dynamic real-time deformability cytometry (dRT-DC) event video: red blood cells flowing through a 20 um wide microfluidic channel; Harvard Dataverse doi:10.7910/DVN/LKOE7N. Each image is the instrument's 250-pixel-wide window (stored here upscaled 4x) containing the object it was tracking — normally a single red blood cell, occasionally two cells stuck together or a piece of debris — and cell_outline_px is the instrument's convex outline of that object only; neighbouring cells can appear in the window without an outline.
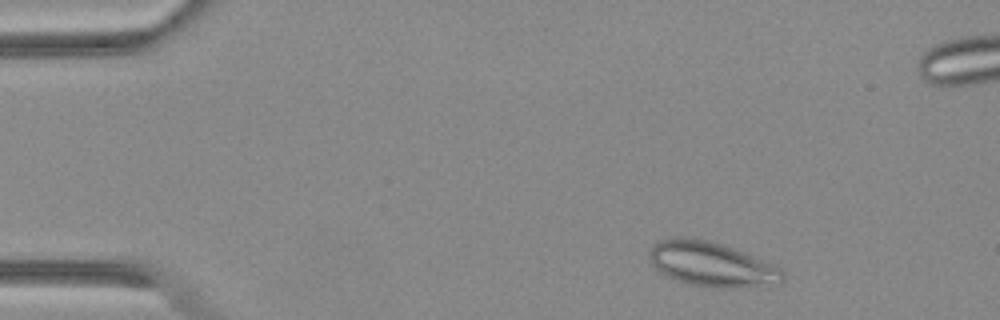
{"species": "Egyptian fruit bat (a non-hibernating species)", "species_latin": "Rousettus aegyptiacus", "temperature_condition": "warm", "stored_images_in_passage": 47, "camera_frame_rate_fps": 3000, "um_per_image_px": 0.085, "animal": {"sex": "female"}, "frame": {"image": 1, "passage_image": 3, "time_ms": 0.667, "image_size_px": [1000, 320], "cell_outline_px": [[784, 280], [780, 284], [740, 288], [720, 288], [688, 284], [668, 276], [660, 272], [652, 264], [648, 256], [648, 252], [652, 244], [676, 236], [688, 236], [708, 240], [744, 252], [780, 268], [784, 272]], "centroid_in_image_um": [60.48, 22.46], "position_along_channel_um": 24.5, "area_um2": 34.8}}
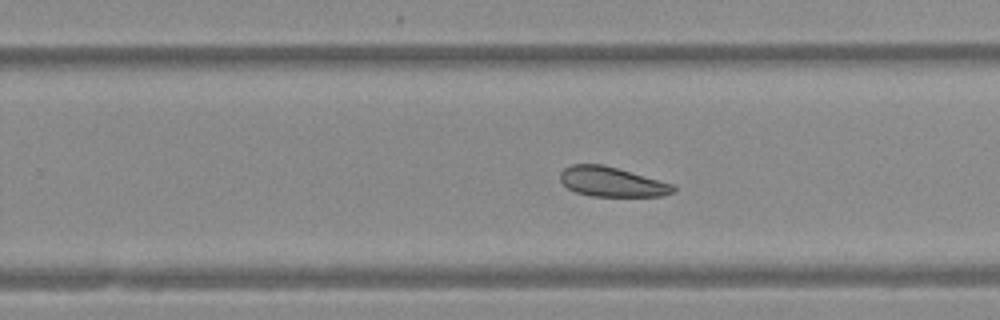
{"frame": {"image": 2, "passage_image": 28, "time_ms": 9.0, "image_size_px": [1000, 320], "cell_outline_px": [[676, 188], [672, 192], [664, 196], [592, 196], [576, 192], [568, 188], [560, 180], [560, 172], [564, 168], [572, 164], [600, 164], [616, 168], [672, 184]], "centroid_in_image_um": [51.96, 15.46], "position_along_channel_um": 277.8, "area_um2": 19.25}}
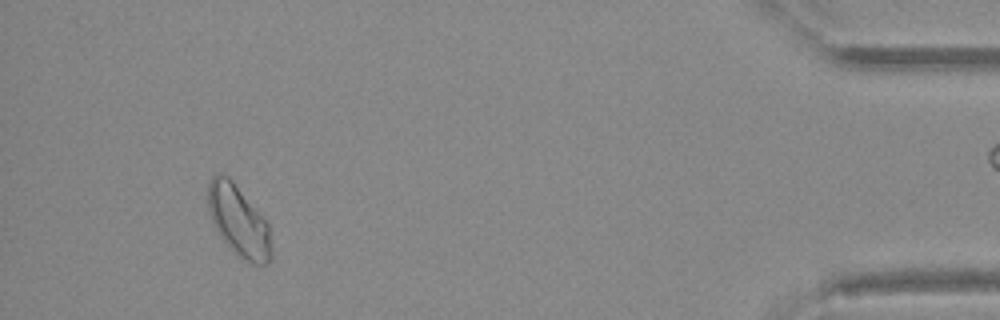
{"frame": {"image": 3, "passage_image": 43, "time_ms": 14.0, "image_size_px": [1000, 320], "cell_outline_px": [[272, 260], [268, 264], [252, 264], [244, 260], [220, 236], [208, 212], [208, 180], [212, 176], [228, 176], [232, 180], [268, 224], [272, 256]], "centroid_in_image_um": [20.28, 18.8], "position_along_channel_um": 414.9, "area_um2": 25.55}}